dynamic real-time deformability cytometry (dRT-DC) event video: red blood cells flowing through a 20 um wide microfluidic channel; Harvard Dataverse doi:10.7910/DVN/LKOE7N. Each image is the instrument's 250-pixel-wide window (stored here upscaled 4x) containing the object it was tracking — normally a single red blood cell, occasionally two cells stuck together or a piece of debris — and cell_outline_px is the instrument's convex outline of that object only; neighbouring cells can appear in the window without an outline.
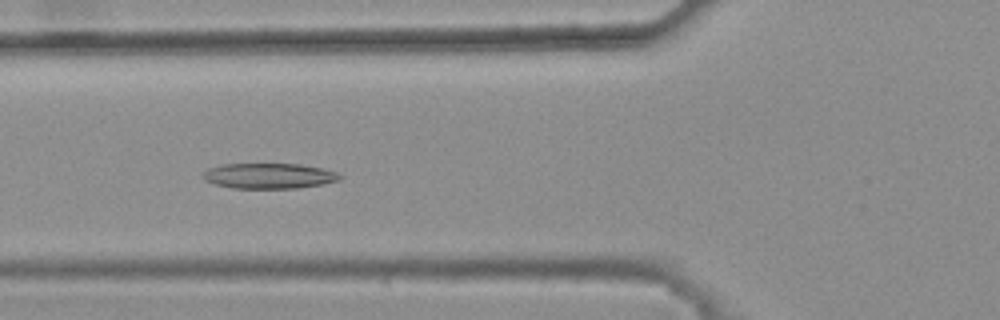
{"species": "common noctule bat (a hibernating species)", "species_latin": "Nyctalus noctula", "temperature_condition": "warm", "stored_images_in_passage": 42, "camera_frame_rate_fps": 3000, "um_per_image_px": 0.085, "animal": {"sex": "female", "body_mass_g": 25.1}, "frame": {"image": 1, "passage_image": 19, "time_ms": 6.0, "image_size_px": [1000, 320], "cell_outline_px": [[344, 176], [340, 180], [324, 184], [300, 188], [232, 188], [216, 184], [204, 180], [200, 176], [208, 168], [220, 164], [300, 164], [320, 168], [336, 172]], "centroid_in_image_um": [22.86, 14.95], "position_along_channel_um": 102.9, "area_um2": 20.4}}
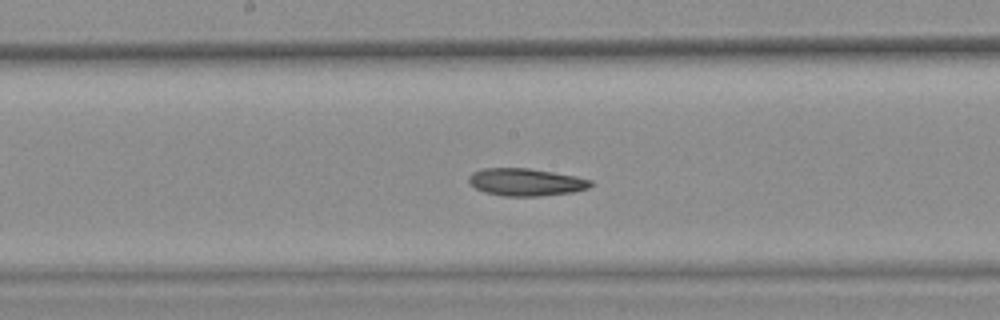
{"frame": {"image": 2, "passage_image": 27, "time_ms": 8.667, "image_size_px": [1000, 320], "cell_outline_px": [[592, 184], [588, 188], [572, 192], [540, 196], [504, 196], [484, 192], [468, 184], [468, 176], [472, 172], [484, 168], [528, 168], [576, 176], [592, 180]], "centroid_in_image_um": [44.66, 15.48], "position_along_channel_um": 203.5, "area_um2": 19.54}}
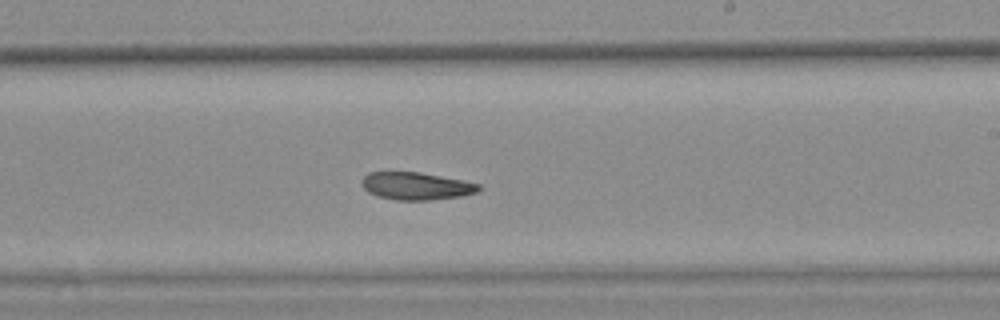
{"frame": {"image": 3, "passage_image": 31, "time_ms": 10.0, "image_size_px": [1000, 320], "cell_outline_px": [[480, 188], [476, 192], [460, 196], [432, 200], [396, 200], [376, 196], [368, 192], [360, 184], [360, 180], [368, 172], [420, 172], [464, 180], [480, 184]], "centroid_in_image_um": [35.34, 15.81], "position_along_channel_um": 253.7, "area_um2": 18.9}, "authors_computed_cell_mechanics": {"area_um2": 20.3745, "velocity_mm_per_s": 3.7785, "shape_relaxation_time_tau1_ms": null, "shape_relaxation_time_tau2_ms": 7.7366, "deformation_change_tau1": null, "deformation_change_tau2": 0.1513}}